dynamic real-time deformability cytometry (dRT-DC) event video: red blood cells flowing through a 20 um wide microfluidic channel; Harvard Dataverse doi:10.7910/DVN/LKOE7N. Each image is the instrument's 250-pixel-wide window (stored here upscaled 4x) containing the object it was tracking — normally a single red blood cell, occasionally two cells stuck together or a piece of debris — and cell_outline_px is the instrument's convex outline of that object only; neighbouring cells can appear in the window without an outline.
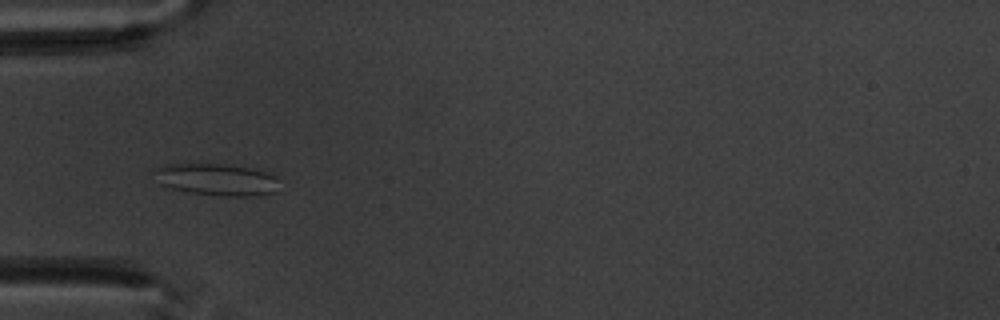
{"species": "common noctule bat (a hibernating species)", "species_latin": "Nyctalus noctula", "temperature_condition": "warm", "stored_images_in_passage": 10, "camera_frame_rate_fps": 3000, "um_per_image_px": 0.085, "animal": {"sex": "male", "body_mass_g": 20.1, "forearm_length_mm": 53.5}, "frame": {"image": 1, "passage_image": 5, "time_ms": 4.667, "image_size_px": [1000, 320], "cell_outline_px": [[276, 192], [260, 196], [224, 196], [192, 192], [172, 188], [160, 184], [152, 168], [164, 164], [224, 164], [248, 168], [264, 172], [276, 176]], "centroid_in_image_um": [18.39, 15.26], "position_along_channel_um": 66.6, "area_um2": 23.0}}
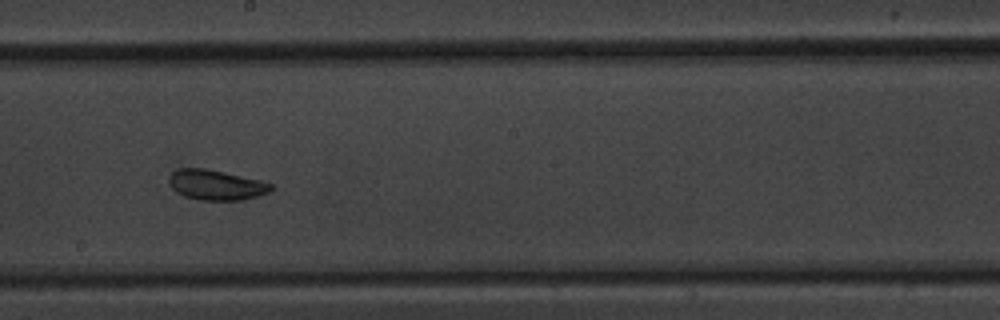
{"frame": {"image": 2, "passage_image": 9, "time_ms": 9.0, "image_size_px": [1000, 320], "cell_outline_px": [[272, 188], [268, 192], [244, 200], [200, 200], [184, 196], [176, 192], [172, 188], [168, 180], [168, 176], [172, 172], [180, 168], [208, 168], [260, 180], [272, 184]], "centroid_in_image_um": [18.33, 15.71], "position_along_channel_um": 229.9, "area_um2": 17.98}}
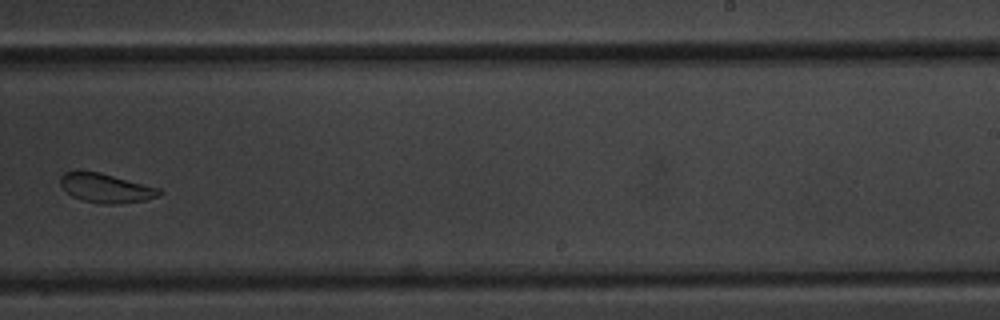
{"frame": {"image": 3, "passage_image": 10, "time_ms": 10.333, "image_size_px": [1000, 320], "cell_outline_px": [[164, 192], [160, 196], [144, 200], [120, 204], [104, 204], [84, 200], [72, 196], [64, 192], [60, 184], [60, 176], [64, 172], [100, 172], [160, 188]], "centroid_in_image_um": [9.02, 16.0], "position_along_channel_um": 280.0, "area_um2": 16.82}}